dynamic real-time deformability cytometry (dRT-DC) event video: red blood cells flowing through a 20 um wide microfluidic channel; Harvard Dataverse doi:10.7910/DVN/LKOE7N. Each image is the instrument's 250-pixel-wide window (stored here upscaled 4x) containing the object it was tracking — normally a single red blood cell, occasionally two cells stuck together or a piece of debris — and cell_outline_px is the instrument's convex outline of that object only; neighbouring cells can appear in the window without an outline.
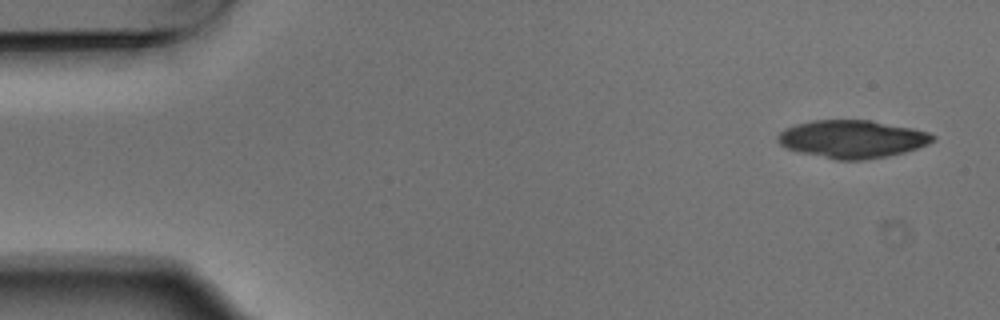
{"species": "Egyptian fruit bat (a non-hibernating species)", "species_latin": "Rousettus aegyptiacus", "temperature_condition": "warm", "stored_images_in_passage": 6, "camera_frame_rate_fps": 3000, "um_per_image_px": 0.085, "animal": {"sex": "male"}, "frame": {"image": 1, "passage_image": 1, "time_ms": 0.0, "image_size_px": [1000, 320], "cell_outline_px": [[936, 140], [928, 144], [904, 152], [888, 156], [860, 160], [836, 160], [800, 152], [788, 148], [780, 144], [776, 140], [776, 136], [784, 128], [796, 124], [812, 120], [872, 120], [912, 128], [928, 132], [936, 136]], "centroid_in_image_um": [72.44, 11.81], "position_along_channel_um": 12.6, "area_um2": 34.22}}